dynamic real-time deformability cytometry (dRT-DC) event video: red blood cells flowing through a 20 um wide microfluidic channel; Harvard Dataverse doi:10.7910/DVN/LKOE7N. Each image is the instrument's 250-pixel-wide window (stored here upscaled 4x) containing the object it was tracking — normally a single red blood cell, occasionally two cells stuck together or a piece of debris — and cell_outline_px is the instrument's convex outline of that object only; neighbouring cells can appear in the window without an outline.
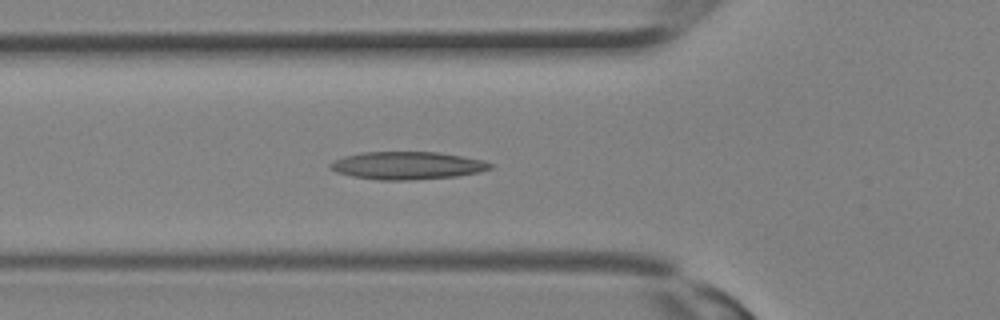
{"species": "Egyptian fruit bat (a non-hibernating species)", "species_latin": "Rousettus aegyptiacus", "temperature_condition": "room temperature", "stored_images_in_passage": 16, "camera_frame_rate_fps": 3000, "um_per_image_px": 0.085, "animal": {"sex": "female"}, "frame": {"image": 1, "passage_image": 10, "time_ms": 3.0, "image_size_px": [1000, 320], "cell_outline_px": [[492, 168], [480, 172], [456, 176], [408, 180], [376, 180], [352, 176], [336, 172], [328, 164], [344, 156], [360, 152], [440, 152], [484, 160], [492, 164]], "centroid_in_image_um": [34.63, 14.06], "position_along_channel_um": 91.2, "area_um2": 25.84}}
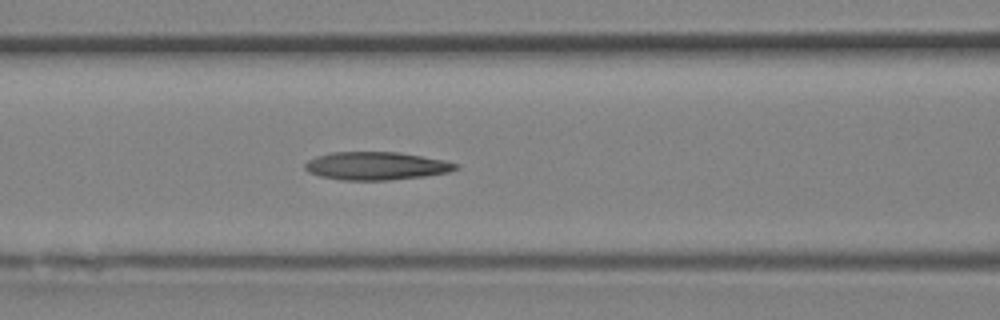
{"frame": {"image": 2, "passage_image": 12, "time_ms": 3.667, "image_size_px": [1000, 320], "cell_outline_px": [[460, 168], [448, 172], [424, 176], [388, 180], [340, 180], [320, 176], [308, 172], [304, 168], [304, 164], [308, 160], [316, 156], [332, 152], [400, 152], [444, 160], [460, 164]], "centroid_in_image_um": [31.98, 14.1], "position_along_channel_um": 134.6, "area_um2": 24.74}}
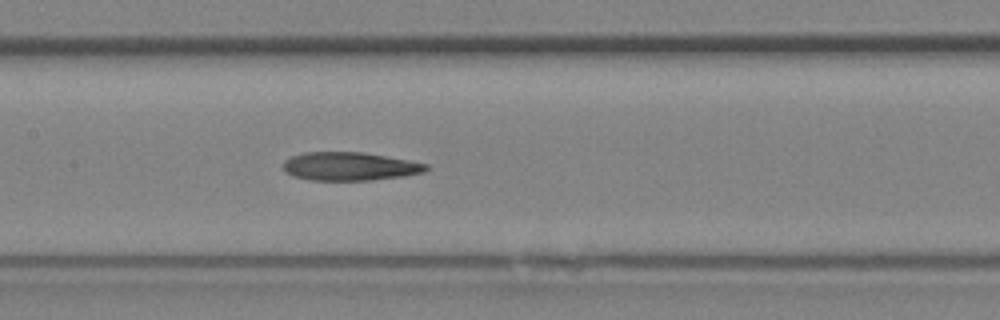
{"frame": {"image": 3, "passage_image": 14, "time_ms": 4.333, "image_size_px": [1000, 320], "cell_outline_px": [[428, 168], [424, 172], [404, 176], [372, 180], [308, 180], [292, 176], [284, 172], [280, 164], [284, 160], [292, 156], [304, 152], [360, 152], [408, 160], [428, 164]], "centroid_in_image_um": [29.65, 14.15], "position_along_channel_um": 177.8, "area_um2": 23.76}}